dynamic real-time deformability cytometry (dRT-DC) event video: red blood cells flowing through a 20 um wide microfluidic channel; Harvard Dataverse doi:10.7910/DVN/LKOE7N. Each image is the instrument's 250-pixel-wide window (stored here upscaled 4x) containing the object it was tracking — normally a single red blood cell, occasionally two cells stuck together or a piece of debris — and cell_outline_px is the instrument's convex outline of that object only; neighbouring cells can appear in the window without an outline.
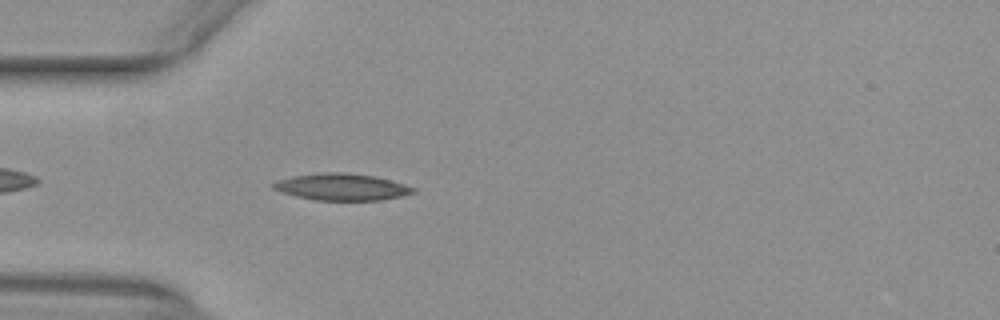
{"species": "common noctule bat (a hibernating species)", "species_latin": "Nyctalus noctula", "temperature_condition": "warm", "stored_images_in_passage": 40, "camera_frame_rate_fps": 3000, "um_per_image_px": 0.085, "animal": {"sex": "female", "body_mass_g": 29.2, "forearm_length_mm": 56.3}, "frame": {"image": 1, "passage_image": 4, "time_ms": 1.0, "image_size_px": [1000, 320], "cell_outline_px": [[416, 192], [400, 196], [380, 200], [316, 200], [296, 196], [280, 192], [272, 188], [272, 184], [276, 180], [292, 176], [324, 172], [344, 172], [376, 176], [404, 184], [416, 188]], "centroid_in_image_um": [29.02, 15.88], "position_along_channel_um": 56.0, "area_um2": 21.85}}
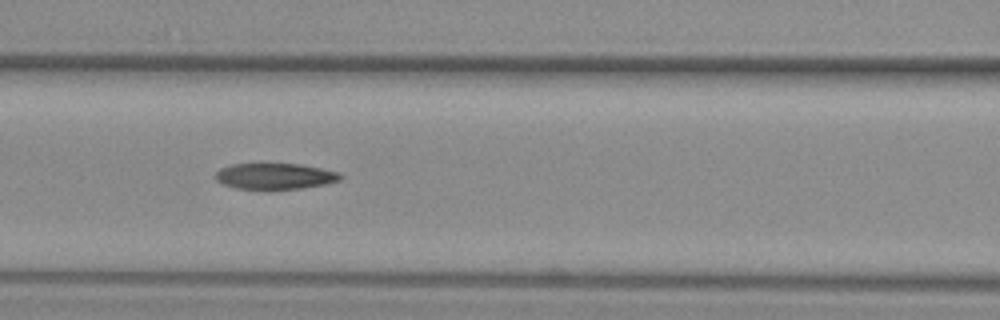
{"frame": {"image": 2, "passage_image": 11, "time_ms": 3.333, "image_size_px": [1000, 320], "cell_outline_px": [[344, 176], [340, 180], [324, 184], [300, 188], [236, 188], [224, 184], [216, 180], [216, 172], [220, 168], [232, 164], [300, 164], [340, 172]], "centroid_in_image_um": [23.39, 14.96], "position_along_channel_um": 143.2, "area_um2": 18.55}}
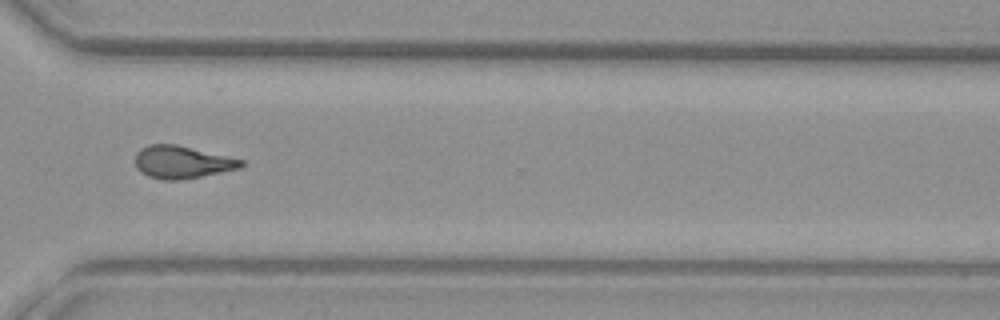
{"frame": {"image": 3, "passage_image": 27, "time_ms": 8.667, "image_size_px": [1000, 320], "cell_outline_px": [[244, 164], [240, 168], [180, 180], [164, 180], [148, 176], [140, 172], [136, 168], [136, 152], [140, 148], [148, 144], [176, 144], [244, 160]], "centroid_in_image_um": [15.44, 13.77], "position_along_channel_um": 355.2, "area_um2": 20.0}, "authors_computed_cell_mechanics": {"area_um2": 19.9988, "velocity_mm_per_s": 3.9797, "shape_relaxation_time_tau1_ms": null, "shape_relaxation_time_tau2_ms": 4.1571, "deformation_change_tau1": null, "deformation_change_tau2": 0.1441}}